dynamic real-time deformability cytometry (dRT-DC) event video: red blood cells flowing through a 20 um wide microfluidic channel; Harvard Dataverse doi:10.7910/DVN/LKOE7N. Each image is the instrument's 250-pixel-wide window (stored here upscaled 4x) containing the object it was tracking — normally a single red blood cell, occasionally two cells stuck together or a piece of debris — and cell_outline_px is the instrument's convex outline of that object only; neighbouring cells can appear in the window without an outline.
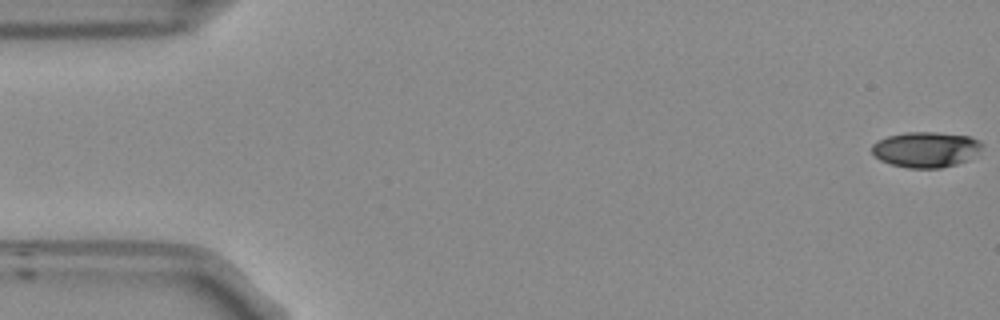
{"species": "Egyptian fruit bat (a non-hibernating species)", "species_latin": "Rousettus aegyptiacus", "temperature_condition": "room temperature", "stored_images_in_passage": 54, "camera_frame_rate_fps": 3000, "um_per_image_px": 0.085, "frame": {"image": 1, "passage_image": 1, "time_ms": 0.0, "image_size_px": [1000, 320], "cell_outline_px": [[984, 144], [976, 152], [964, 160], [956, 164], [940, 168], [908, 168], [892, 164], [880, 160], [872, 152], [872, 144], [876, 140], [888, 136], [904, 132], [936, 132], [972, 136], [980, 140]], "centroid_in_image_um": [78.67, 12.69], "position_along_channel_um": 6.3, "area_um2": 22.72}}
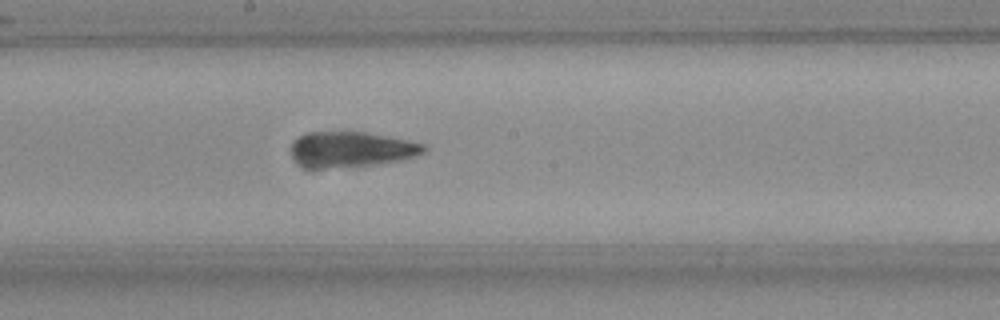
{"frame": {"image": 2, "passage_image": 29, "time_ms": 9.333, "image_size_px": [1000, 320], "cell_outline_px": [[428, 148], [424, 152], [400, 160], [380, 164], [316, 168], [312, 168], [300, 164], [292, 156], [288, 148], [292, 140], [296, 136], [304, 132], [364, 132], [424, 144]], "centroid_in_image_um": [29.76, 12.68], "position_along_channel_um": 218.4, "area_um2": 27.28}}
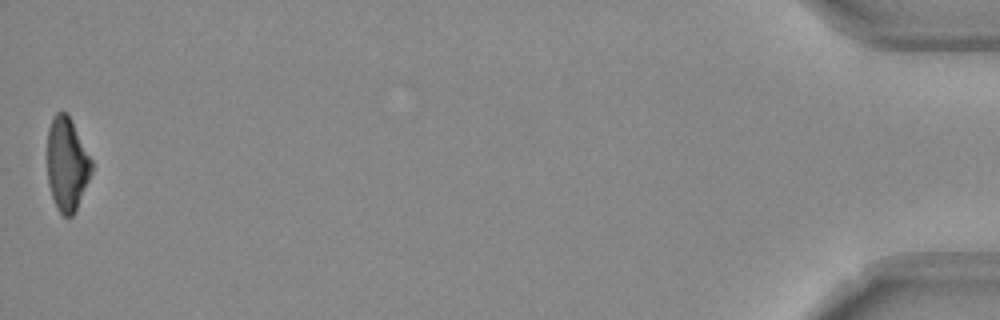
{"frame": {"image": 3, "passage_image": 54, "time_ms": 17.667, "image_size_px": [1000, 320], "cell_outline_px": [[92, 172], [76, 208], [72, 216], [64, 216], [60, 212], [52, 196], [48, 184], [48, 128], [52, 116], [56, 112], [68, 112], [92, 160]], "centroid_in_image_um": [5.69, 13.89], "position_along_channel_um": 429.5, "area_um2": 23.93}, "authors_computed_cell_mechanics": {"area_um2": 25.6632, "velocity_mm_per_s": 3.7542, "shape_relaxation_time_tau1_ms": 4.2164, "shape_relaxation_time_tau2_ms": 3.3263, "deformation_change_tau1": 0.1589, "deformation_change_tau2": 0.1307}}